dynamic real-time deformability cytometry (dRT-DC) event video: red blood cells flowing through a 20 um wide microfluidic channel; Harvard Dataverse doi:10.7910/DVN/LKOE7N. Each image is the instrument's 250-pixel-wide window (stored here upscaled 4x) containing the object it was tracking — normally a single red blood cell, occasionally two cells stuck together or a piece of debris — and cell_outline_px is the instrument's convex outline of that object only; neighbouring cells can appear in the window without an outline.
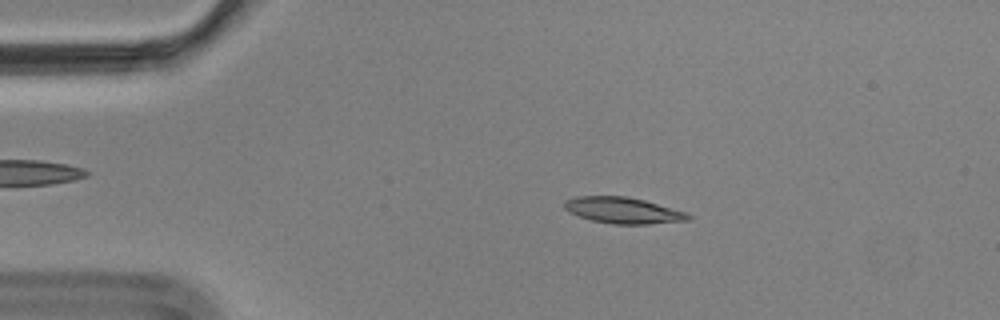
{"species": "Egyptian fruit bat (a non-hibernating species)", "species_latin": "Rousettus aegyptiacus", "temperature_condition": "cold", "stored_images_in_passage": 5, "camera_frame_rate_fps": 3000, "um_per_image_px": 0.085, "animal": {"sex": "male"}, "frame": {"image": 1, "passage_image": 2, "time_ms": 0.333, "image_size_px": [1000, 320], "cell_outline_px": [[692, 216], [688, 220], [648, 224], [612, 224], [592, 220], [568, 212], [564, 208], [564, 200], [576, 196], [624, 196], [644, 200], [688, 212]], "centroid_in_image_um": [52.96, 17.88], "position_along_channel_um": 32.0, "area_um2": 18.9}}